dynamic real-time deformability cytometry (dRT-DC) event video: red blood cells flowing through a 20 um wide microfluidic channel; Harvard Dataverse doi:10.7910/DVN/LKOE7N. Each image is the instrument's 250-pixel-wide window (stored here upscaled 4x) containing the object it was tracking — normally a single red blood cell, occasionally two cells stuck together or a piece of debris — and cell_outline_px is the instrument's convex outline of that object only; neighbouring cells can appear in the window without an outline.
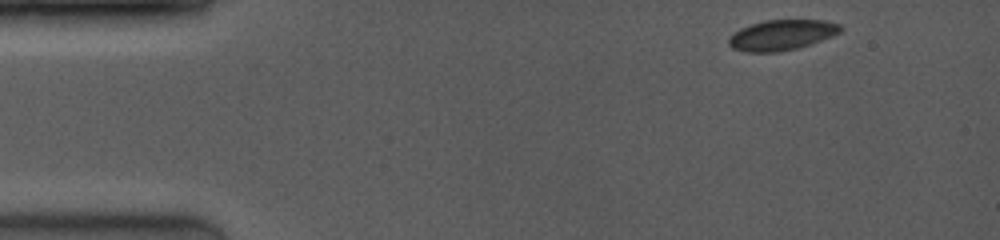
{"species": "common noctule bat (a hibernating species)", "species_latin": "Nyctalus noctula", "temperature_condition": "room temperature", "stored_images_in_passage": 34, "camera_frame_rate_fps": 4000, "um_per_image_px": 0.085, "animal": {"sex": "female", "body_mass_g": 19.0, "forearm_length_mm": 53.3}, "frame": {"image": 1, "passage_image": 1, "time_ms": 0.0, "image_size_px": [1000, 240], "cell_outline_px": [[844, 28], [840, 32], [832, 36], [812, 44], [796, 48], [776, 52], [748, 52], [732, 48], [728, 44], [728, 36], [732, 32], [740, 28], [764, 20], [824, 20], [840, 24]], "centroid_in_image_um": [66.43, 2.97], "position_along_channel_um": 18.6, "area_um2": 19.94}}
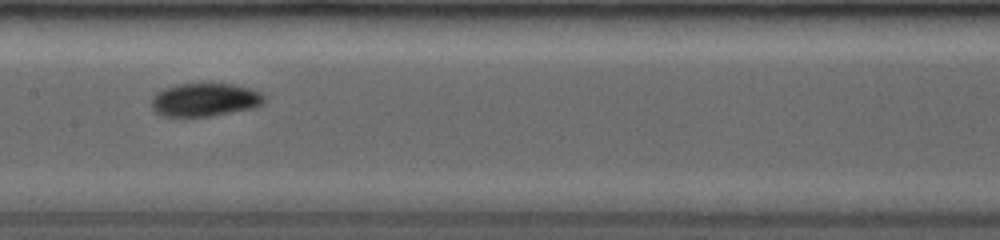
{"frame": {"image": 2, "passage_image": 17, "time_ms": 6.5, "image_size_px": [1000, 240], "cell_outline_px": [[264, 104], [256, 108], [208, 116], [160, 116], [152, 108], [152, 96], [168, 88], [184, 84], [228, 84], [248, 88], [260, 92], [264, 96]], "centroid_in_image_um": [17.45, 8.5], "position_along_channel_um": 190.0, "area_um2": 21.44}}
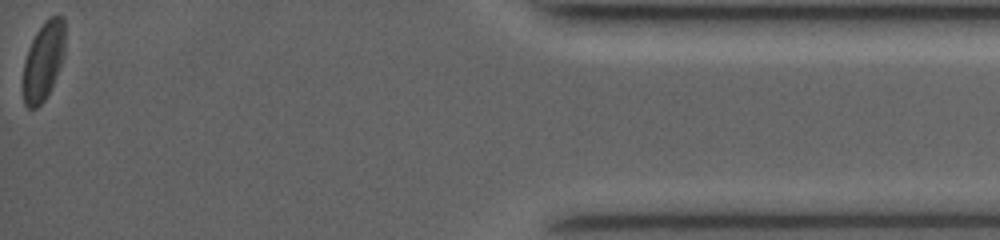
{"frame": {"image": 3, "passage_image": 34, "time_ms": 14.0, "image_size_px": [1000, 240], "cell_outline_px": [[64, 56], [52, 84], [44, 100], [36, 108], [28, 108], [24, 104], [24, 60], [28, 48], [36, 32], [44, 20], [52, 16], [60, 16], [64, 20]], "centroid_in_image_um": [3.68, 5.15], "position_along_channel_um": 431.5, "area_um2": 18.84}, "authors_computed_cell_mechanics": {"area_um2": 20.9814, "velocity_mm_per_s": 4.1, "shape_relaxation_time_tau1_ms": 6.1129, "shape_relaxation_time_tau2_ms": 2.0733, "deformation_change_tau1": 0.0983, "deformation_change_tau2": 0.0321}}